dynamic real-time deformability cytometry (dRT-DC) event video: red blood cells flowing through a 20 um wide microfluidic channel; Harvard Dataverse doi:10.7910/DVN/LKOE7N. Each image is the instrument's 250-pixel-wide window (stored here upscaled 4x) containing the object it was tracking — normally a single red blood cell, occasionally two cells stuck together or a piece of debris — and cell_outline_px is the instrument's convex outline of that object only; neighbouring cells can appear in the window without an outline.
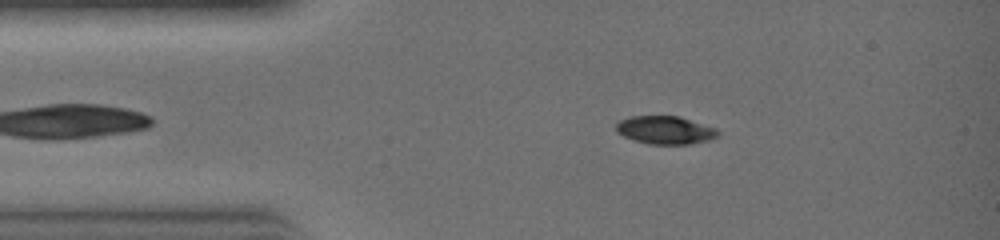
{"species": "common noctule bat (a hibernating species)", "species_latin": "Nyctalus noctula", "temperature_condition": "warm", "stored_images_in_passage": 11, "camera_frame_rate_fps": 3000, "um_per_image_px": 0.085, "animal": {"sex": "female", "body_mass_g": 19.0, "forearm_length_mm": 51.5}, "frame": {"image": 1, "passage_image": 4, "time_ms": 1.0, "image_size_px": [1000, 240], "cell_outline_px": [[720, 136], [708, 140], [692, 144], [648, 144], [632, 140], [616, 132], [616, 124], [620, 120], [632, 116], [676, 116], [716, 128], [720, 132]], "centroid_in_image_um": [56.54, 11.07], "position_along_channel_um": 28.5, "area_um2": 16.65}}
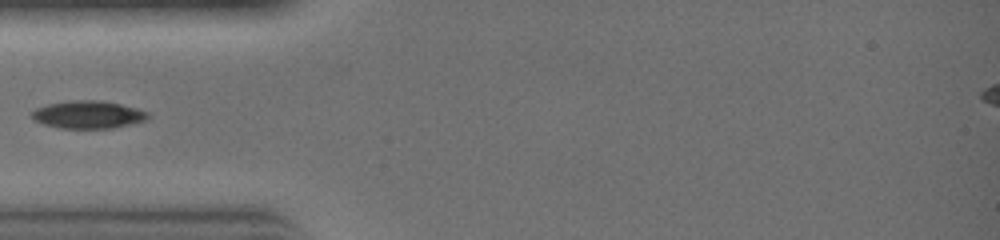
{"frame": {"image": 2, "passage_image": 8, "time_ms": 2.333, "image_size_px": [1000, 240], "cell_outline_px": [[148, 116], [144, 120], [112, 128], [60, 128], [44, 124], [36, 120], [32, 116], [32, 112], [36, 108], [48, 104], [72, 100], [100, 100], [120, 104], [136, 108], [148, 112]], "centroid_in_image_um": [7.47, 9.73], "position_along_channel_um": 77.5, "area_um2": 18.38}}